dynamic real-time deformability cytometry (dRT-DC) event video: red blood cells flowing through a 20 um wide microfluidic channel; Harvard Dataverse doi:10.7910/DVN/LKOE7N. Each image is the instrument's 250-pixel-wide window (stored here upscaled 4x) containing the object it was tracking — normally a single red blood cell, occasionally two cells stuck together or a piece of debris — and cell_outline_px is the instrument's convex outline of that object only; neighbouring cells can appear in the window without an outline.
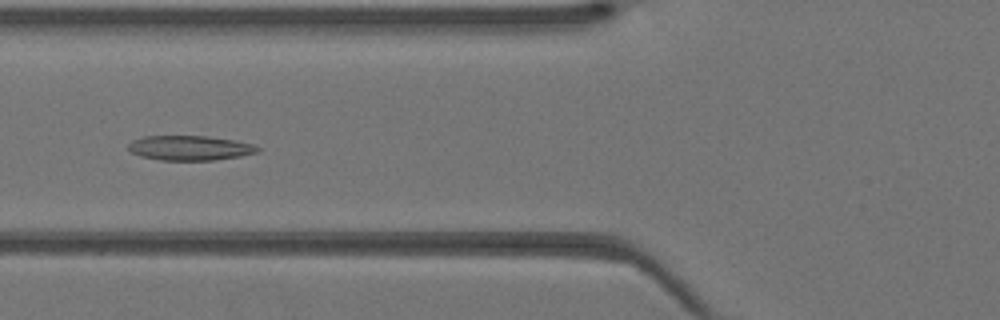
{"species": "Egyptian fruit bat (a non-hibernating species)", "species_latin": "Rousettus aegyptiacus", "temperature_condition": "warm", "stored_images_in_passage": 43, "camera_frame_rate_fps": 3000, "um_per_image_px": 0.085, "animal": {"sex": "female"}, "frame": {"image": 1, "passage_image": 17, "time_ms": 5.333, "image_size_px": [1000, 320], "cell_outline_px": [[260, 152], [240, 156], [212, 160], [160, 160], [140, 156], [128, 152], [128, 144], [132, 140], [144, 136], [208, 136], [236, 140], [252, 144], [260, 148]], "centroid_in_image_um": [16.12, 12.57], "position_along_channel_um": 109.7, "area_um2": 18.79}}
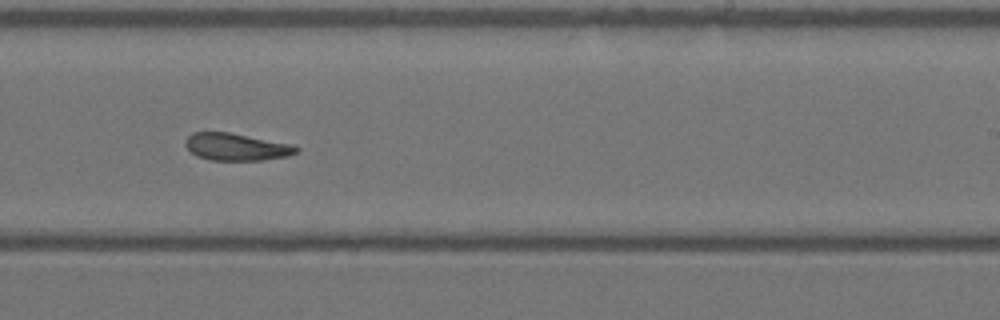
{"frame": {"image": 2, "passage_image": 27, "time_ms": 8.667, "image_size_px": [1000, 320], "cell_outline_px": [[300, 148], [296, 152], [288, 156], [260, 160], [212, 160], [196, 156], [184, 144], [188, 136], [192, 132], [228, 132], [288, 144]], "centroid_in_image_um": [20.04, 12.49], "position_along_channel_um": 269.0, "area_um2": 17.22}}
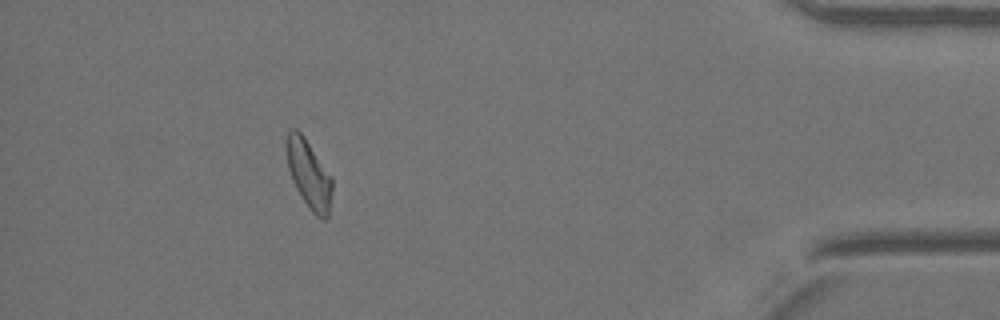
{"frame": {"image": 3, "passage_image": 39, "time_ms": 12.667, "image_size_px": [1000, 320], "cell_outline_px": [[332, 188], [328, 216], [324, 220], [316, 216], [308, 208], [300, 196], [292, 180], [288, 168], [284, 148], [284, 140], [288, 132], [292, 128], [296, 128], [304, 136], [332, 176]], "centroid_in_image_um": [26.22, 14.77], "position_along_channel_um": 409.0, "area_um2": 18.55}}